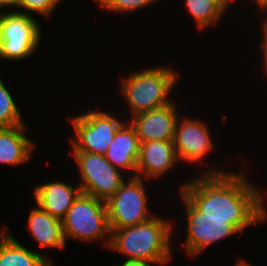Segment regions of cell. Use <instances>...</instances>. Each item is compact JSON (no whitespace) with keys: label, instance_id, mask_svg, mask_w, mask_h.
<instances>
[{"label":"cell","instance_id":"obj_1","mask_svg":"<svg viewBox=\"0 0 267 266\" xmlns=\"http://www.w3.org/2000/svg\"><path fill=\"white\" fill-rule=\"evenodd\" d=\"M242 173L206 171L181 185L182 194L203 217L225 218L241 233L267 216L260 190Z\"/></svg>","mask_w":267,"mask_h":266},{"label":"cell","instance_id":"obj_2","mask_svg":"<svg viewBox=\"0 0 267 266\" xmlns=\"http://www.w3.org/2000/svg\"><path fill=\"white\" fill-rule=\"evenodd\" d=\"M110 231L105 245L125 254L127 259L152 261L155 266H162L171 259L173 232L172 223L167 219L153 216L144 223Z\"/></svg>","mask_w":267,"mask_h":266},{"label":"cell","instance_id":"obj_3","mask_svg":"<svg viewBox=\"0 0 267 266\" xmlns=\"http://www.w3.org/2000/svg\"><path fill=\"white\" fill-rule=\"evenodd\" d=\"M175 72L170 67L159 66L124 77L121 90L133 116L173 102L168 95L177 83Z\"/></svg>","mask_w":267,"mask_h":266},{"label":"cell","instance_id":"obj_4","mask_svg":"<svg viewBox=\"0 0 267 266\" xmlns=\"http://www.w3.org/2000/svg\"><path fill=\"white\" fill-rule=\"evenodd\" d=\"M62 227L65 241L67 237L86 242L105 239L111 234L106 202L81 192L62 220Z\"/></svg>","mask_w":267,"mask_h":266},{"label":"cell","instance_id":"obj_5","mask_svg":"<svg viewBox=\"0 0 267 266\" xmlns=\"http://www.w3.org/2000/svg\"><path fill=\"white\" fill-rule=\"evenodd\" d=\"M143 178L131 177L107 200V215L110 229H121L144 223L150 215Z\"/></svg>","mask_w":267,"mask_h":266},{"label":"cell","instance_id":"obj_6","mask_svg":"<svg viewBox=\"0 0 267 266\" xmlns=\"http://www.w3.org/2000/svg\"><path fill=\"white\" fill-rule=\"evenodd\" d=\"M122 121L105 111L93 110L72 119L76 139H72V151H84L105 155Z\"/></svg>","mask_w":267,"mask_h":266},{"label":"cell","instance_id":"obj_7","mask_svg":"<svg viewBox=\"0 0 267 266\" xmlns=\"http://www.w3.org/2000/svg\"><path fill=\"white\" fill-rule=\"evenodd\" d=\"M79 168L81 192L107 201L125 181L121 170L114 168L104 155L73 151Z\"/></svg>","mask_w":267,"mask_h":266},{"label":"cell","instance_id":"obj_8","mask_svg":"<svg viewBox=\"0 0 267 266\" xmlns=\"http://www.w3.org/2000/svg\"><path fill=\"white\" fill-rule=\"evenodd\" d=\"M39 26V22L28 12H7L0 43L1 59L16 61L30 57L40 43Z\"/></svg>","mask_w":267,"mask_h":266},{"label":"cell","instance_id":"obj_9","mask_svg":"<svg viewBox=\"0 0 267 266\" xmlns=\"http://www.w3.org/2000/svg\"><path fill=\"white\" fill-rule=\"evenodd\" d=\"M181 197L186 206L187 215L186 254L197 256L209 245L240 232L233 224L227 223L225 218L203 217V213L182 194Z\"/></svg>","mask_w":267,"mask_h":266},{"label":"cell","instance_id":"obj_10","mask_svg":"<svg viewBox=\"0 0 267 266\" xmlns=\"http://www.w3.org/2000/svg\"><path fill=\"white\" fill-rule=\"evenodd\" d=\"M198 119H177L173 144L179 161L199 162L212 150L211 135Z\"/></svg>","mask_w":267,"mask_h":266},{"label":"cell","instance_id":"obj_11","mask_svg":"<svg viewBox=\"0 0 267 266\" xmlns=\"http://www.w3.org/2000/svg\"><path fill=\"white\" fill-rule=\"evenodd\" d=\"M175 102L131 117L139 142L173 141L178 115Z\"/></svg>","mask_w":267,"mask_h":266},{"label":"cell","instance_id":"obj_12","mask_svg":"<svg viewBox=\"0 0 267 266\" xmlns=\"http://www.w3.org/2000/svg\"><path fill=\"white\" fill-rule=\"evenodd\" d=\"M178 161L173 141L141 142L136 176L156 179L170 171Z\"/></svg>","mask_w":267,"mask_h":266},{"label":"cell","instance_id":"obj_13","mask_svg":"<svg viewBox=\"0 0 267 266\" xmlns=\"http://www.w3.org/2000/svg\"><path fill=\"white\" fill-rule=\"evenodd\" d=\"M80 193L79 185L75 188V185L72 186L62 181L40 184L34 188L37 205L60 221L64 219Z\"/></svg>","mask_w":267,"mask_h":266},{"label":"cell","instance_id":"obj_14","mask_svg":"<svg viewBox=\"0 0 267 266\" xmlns=\"http://www.w3.org/2000/svg\"><path fill=\"white\" fill-rule=\"evenodd\" d=\"M116 131L114 139L104 155L106 160L116 169L134 172L136 176L137 159L139 155V139L135 128L128 122Z\"/></svg>","mask_w":267,"mask_h":266},{"label":"cell","instance_id":"obj_15","mask_svg":"<svg viewBox=\"0 0 267 266\" xmlns=\"http://www.w3.org/2000/svg\"><path fill=\"white\" fill-rule=\"evenodd\" d=\"M28 229L42 247L64 249L66 246L62 221L52 217L39 206L33 208L29 214Z\"/></svg>","mask_w":267,"mask_h":266},{"label":"cell","instance_id":"obj_16","mask_svg":"<svg viewBox=\"0 0 267 266\" xmlns=\"http://www.w3.org/2000/svg\"><path fill=\"white\" fill-rule=\"evenodd\" d=\"M26 125L0 128V163L19 165L31 159L35 145L23 134Z\"/></svg>","mask_w":267,"mask_h":266},{"label":"cell","instance_id":"obj_17","mask_svg":"<svg viewBox=\"0 0 267 266\" xmlns=\"http://www.w3.org/2000/svg\"><path fill=\"white\" fill-rule=\"evenodd\" d=\"M0 266H53V264L44 254L41 255V253L27 249L9 231L2 228L0 235Z\"/></svg>","mask_w":267,"mask_h":266},{"label":"cell","instance_id":"obj_18","mask_svg":"<svg viewBox=\"0 0 267 266\" xmlns=\"http://www.w3.org/2000/svg\"><path fill=\"white\" fill-rule=\"evenodd\" d=\"M231 2L233 0H185L187 11L199 29L215 25Z\"/></svg>","mask_w":267,"mask_h":266},{"label":"cell","instance_id":"obj_19","mask_svg":"<svg viewBox=\"0 0 267 266\" xmlns=\"http://www.w3.org/2000/svg\"><path fill=\"white\" fill-rule=\"evenodd\" d=\"M21 111L0 78V128L16 127L24 124Z\"/></svg>","mask_w":267,"mask_h":266},{"label":"cell","instance_id":"obj_20","mask_svg":"<svg viewBox=\"0 0 267 266\" xmlns=\"http://www.w3.org/2000/svg\"><path fill=\"white\" fill-rule=\"evenodd\" d=\"M157 0H96L95 2L106 10L113 12L124 13L136 11Z\"/></svg>","mask_w":267,"mask_h":266},{"label":"cell","instance_id":"obj_21","mask_svg":"<svg viewBox=\"0 0 267 266\" xmlns=\"http://www.w3.org/2000/svg\"><path fill=\"white\" fill-rule=\"evenodd\" d=\"M60 1L61 0H19L17 7L49 17Z\"/></svg>","mask_w":267,"mask_h":266},{"label":"cell","instance_id":"obj_22","mask_svg":"<svg viewBox=\"0 0 267 266\" xmlns=\"http://www.w3.org/2000/svg\"><path fill=\"white\" fill-rule=\"evenodd\" d=\"M153 264L155 265V263L152 261L126 258L125 261L122 263V265H119V266H153Z\"/></svg>","mask_w":267,"mask_h":266},{"label":"cell","instance_id":"obj_23","mask_svg":"<svg viewBox=\"0 0 267 266\" xmlns=\"http://www.w3.org/2000/svg\"><path fill=\"white\" fill-rule=\"evenodd\" d=\"M262 45V54H263V60H264V70L267 72V36L263 34V42ZM267 75V73H265Z\"/></svg>","mask_w":267,"mask_h":266},{"label":"cell","instance_id":"obj_24","mask_svg":"<svg viewBox=\"0 0 267 266\" xmlns=\"http://www.w3.org/2000/svg\"><path fill=\"white\" fill-rule=\"evenodd\" d=\"M19 0H0V7L15 6L17 8Z\"/></svg>","mask_w":267,"mask_h":266},{"label":"cell","instance_id":"obj_25","mask_svg":"<svg viewBox=\"0 0 267 266\" xmlns=\"http://www.w3.org/2000/svg\"><path fill=\"white\" fill-rule=\"evenodd\" d=\"M0 43H1V37H2V29H3V23H4V20H5V16L7 14V12H3L2 10H4L3 7H0Z\"/></svg>","mask_w":267,"mask_h":266},{"label":"cell","instance_id":"obj_26","mask_svg":"<svg viewBox=\"0 0 267 266\" xmlns=\"http://www.w3.org/2000/svg\"><path fill=\"white\" fill-rule=\"evenodd\" d=\"M258 7L261 8L262 11L267 10V0H254Z\"/></svg>","mask_w":267,"mask_h":266},{"label":"cell","instance_id":"obj_27","mask_svg":"<svg viewBox=\"0 0 267 266\" xmlns=\"http://www.w3.org/2000/svg\"><path fill=\"white\" fill-rule=\"evenodd\" d=\"M265 12H267V10ZM262 23V32L267 36V16L265 17Z\"/></svg>","mask_w":267,"mask_h":266},{"label":"cell","instance_id":"obj_28","mask_svg":"<svg viewBox=\"0 0 267 266\" xmlns=\"http://www.w3.org/2000/svg\"><path fill=\"white\" fill-rule=\"evenodd\" d=\"M236 266H252L250 263L245 262L244 260L238 262Z\"/></svg>","mask_w":267,"mask_h":266}]
</instances>
